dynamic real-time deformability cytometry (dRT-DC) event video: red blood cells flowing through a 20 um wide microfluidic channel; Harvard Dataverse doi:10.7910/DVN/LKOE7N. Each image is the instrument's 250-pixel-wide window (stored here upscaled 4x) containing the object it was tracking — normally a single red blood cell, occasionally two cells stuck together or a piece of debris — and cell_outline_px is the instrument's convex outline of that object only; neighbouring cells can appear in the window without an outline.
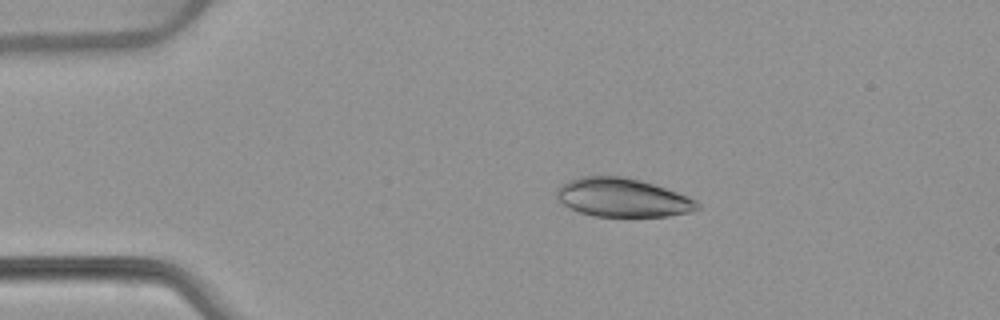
{"species": "common noctule bat (a hibernating species)", "species_latin": "Nyctalus noctula", "temperature_condition": "warm", "stored_images_in_passage": 4, "camera_frame_rate_fps": 3000, "um_per_image_px": 0.085, "animal": {"sex": "female", "body_mass_g": 22.7, "forearm_length_mm": 54.2}, "frame": {"image": 1, "passage_image": 3, "time_ms": 0.667, "image_size_px": [1000, 320], "cell_outline_px": [[700, 208], [692, 212], [668, 216], [592, 216], [580, 212], [564, 204], [556, 196], [556, 188], [560, 184], [580, 176], [620, 176], [640, 180], [688, 196], [696, 200], [700, 204]], "centroid_in_image_um": [52.92, 16.79], "position_along_channel_um": 32.1, "area_um2": 31.56}}